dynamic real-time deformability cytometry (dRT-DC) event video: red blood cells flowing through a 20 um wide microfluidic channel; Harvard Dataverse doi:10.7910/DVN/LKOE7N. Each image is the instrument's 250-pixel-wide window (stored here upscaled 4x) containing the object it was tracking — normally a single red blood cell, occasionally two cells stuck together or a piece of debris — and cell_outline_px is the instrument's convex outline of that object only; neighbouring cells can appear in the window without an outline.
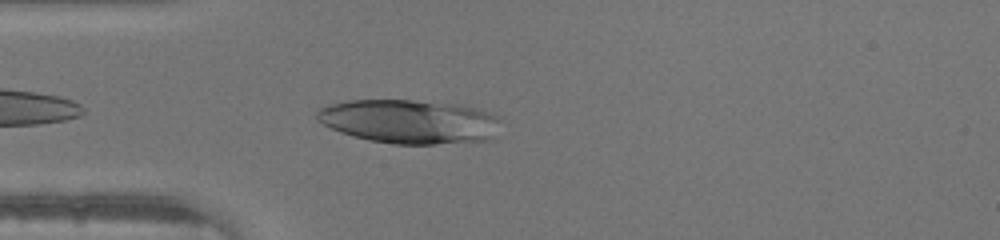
{"species": "human", "species_latin": "Homo sapiens", "temperature_condition": "warm", "stored_images_in_passage": 32, "camera_frame_rate_fps": 3000, "um_per_image_px": 0.085, "donor": {"sex": "male"}, "frame": {"image": 1, "passage_image": 2, "time_ms": 0.333, "image_size_px": [1000, 240], "cell_outline_px": [[500, 120], [492, 140], [436, 144], [392, 144], [368, 140], [352, 136], [340, 132], [316, 120], [316, 112], [320, 108], [328, 104], [348, 100], [412, 100], [460, 104], [476, 108], [488, 112], [496, 116]], "centroid_in_image_um": [34.78, 10.33], "position_along_channel_um": 50.2, "area_um2": 47.34}}
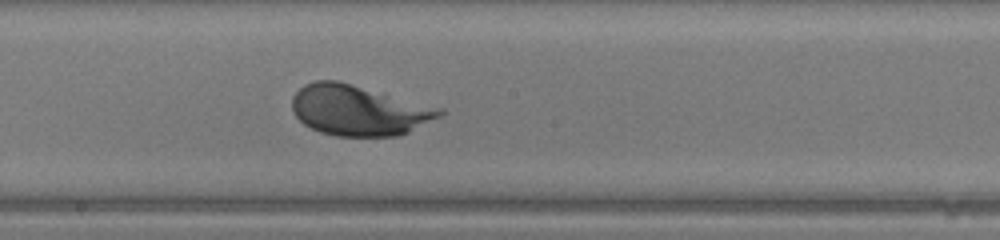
{"frame": {"image": 2, "passage_image": 14, "time_ms": 4.333, "image_size_px": [1000, 240], "cell_outline_px": [[444, 112], [440, 116], [400, 136], [336, 136], [320, 132], [304, 124], [292, 112], [292, 96], [304, 84], [316, 80], [340, 80], [444, 108]], "centroid_in_image_um": [30.49, 9.36], "position_along_channel_um": 217.7, "area_um2": 43.7}}
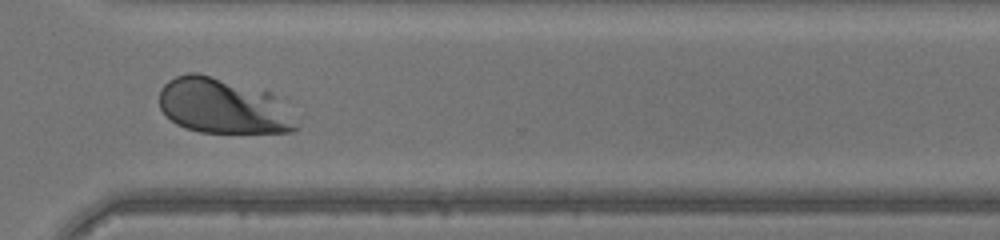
{"frame": {"image": 3, "passage_image": 23, "time_ms": 7.333, "image_size_px": [1000, 240], "cell_outline_px": [[300, 116], [296, 128], [292, 132], [200, 132], [184, 128], [176, 124], [160, 108], [160, 88], [168, 80], [176, 76], [188, 72], [196, 72], [268, 92]], "centroid_in_image_um": [18.99, 9.03], "position_along_channel_um": 351.6, "area_um2": 44.1}}